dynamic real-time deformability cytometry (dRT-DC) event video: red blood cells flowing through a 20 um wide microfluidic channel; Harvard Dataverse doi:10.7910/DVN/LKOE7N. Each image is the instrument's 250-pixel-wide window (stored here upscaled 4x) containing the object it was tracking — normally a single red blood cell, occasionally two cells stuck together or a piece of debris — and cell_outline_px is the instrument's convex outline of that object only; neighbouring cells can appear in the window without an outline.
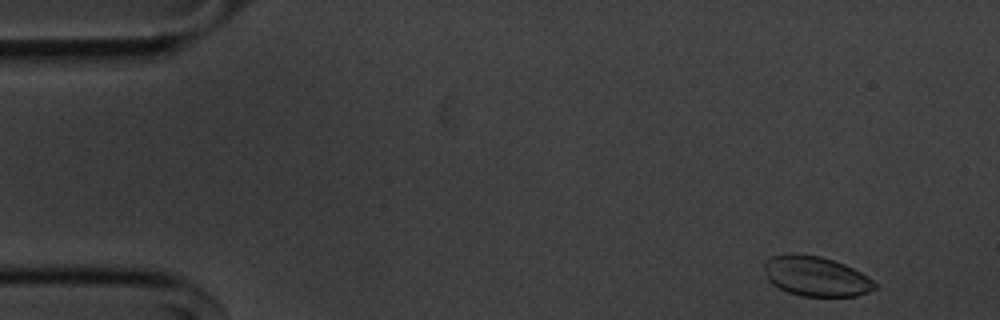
{"species": "common noctule bat (a hibernating species)", "species_latin": "Nyctalus noctula", "temperature_condition": "cold", "stored_images_in_passage": 52, "camera_frame_rate_fps": 3000, "um_per_image_px": 0.085, "animal": {"sex": "male", "body_mass_g": 20.1, "forearm_length_mm": 53.5}, "frame": {"image": 1, "passage_image": 1, "time_ms": 0.0, "image_size_px": [1000, 320], "cell_outline_px": [[876, 288], [868, 292], [856, 296], [800, 296], [788, 292], [772, 284], [768, 280], [764, 268], [764, 260], [772, 256], [820, 256], [844, 264], [868, 276], [876, 284]], "centroid_in_image_um": [69.37, 23.52], "position_along_channel_um": 15.6, "area_um2": 25.09}}
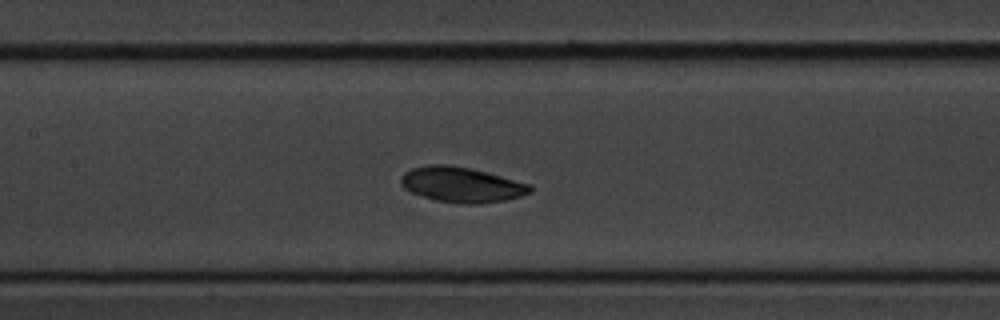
{"frame": {"image": 2, "passage_image": 22, "time_ms": 7.0, "image_size_px": [1000, 320], "cell_outline_px": [[532, 192], [520, 196], [504, 200], [476, 204], [464, 204], [436, 200], [412, 192], [404, 188], [400, 184], [400, 176], [404, 172], [412, 168], [428, 164], [444, 164], [472, 168], [488, 172], [532, 184]], "centroid_in_image_um": [39.24, 15.68], "position_along_channel_um": 168.2, "area_um2": 26.65}}
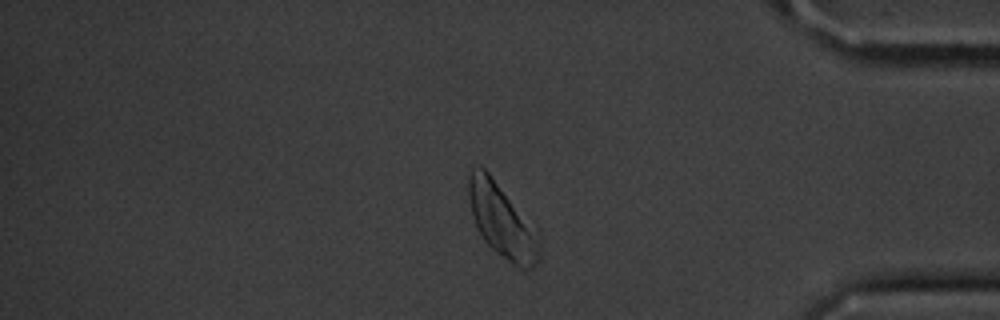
{"frame": {"image": 3, "passage_image": 43, "time_ms": 14.0, "image_size_px": [1000, 320], "cell_outline_px": [[540, 260], [532, 268], [520, 268], [512, 264], [496, 252], [484, 240], [476, 224], [472, 212], [468, 196], [468, 180], [472, 168], [480, 164], [488, 172], [540, 236]], "centroid_in_image_um": [42.67, 18.8], "position_along_channel_um": 392.5, "area_um2": 29.65}}